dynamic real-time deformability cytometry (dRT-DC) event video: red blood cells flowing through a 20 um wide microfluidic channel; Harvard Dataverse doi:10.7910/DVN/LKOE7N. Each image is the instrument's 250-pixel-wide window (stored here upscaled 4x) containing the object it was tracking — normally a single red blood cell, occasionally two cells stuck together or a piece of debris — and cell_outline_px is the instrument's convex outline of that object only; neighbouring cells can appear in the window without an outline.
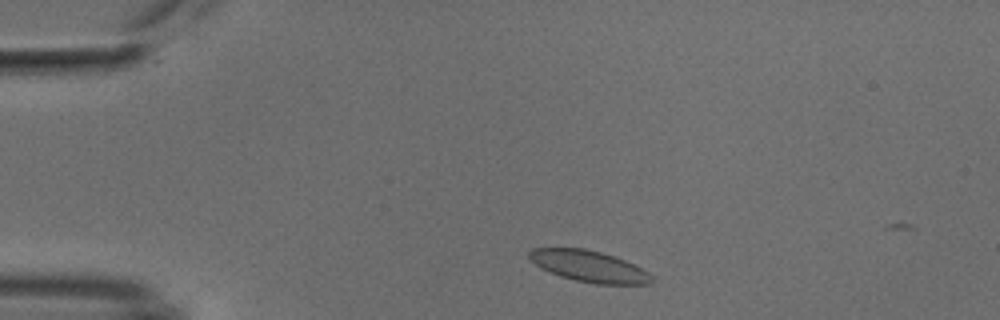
{"species": "common noctule bat (a hibernating species)", "species_latin": "Nyctalus noctula", "temperature_condition": "cold", "stored_images_in_passage": 7, "camera_frame_rate_fps": 3000, "um_per_image_px": 0.085, "animal": {"sex": "male", "body_mass_g": 18.8}, "frame": {"image": 1, "passage_image": 3, "time_ms": 0.667, "image_size_px": [1000, 320], "cell_outline_px": [[656, 280], [652, 284], [596, 284], [576, 280], [560, 276], [540, 268], [528, 256], [528, 252], [532, 248], [584, 248], [600, 252], [624, 260], [648, 272]], "centroid_in_image_um": [50.08, 22.64], "position_along_channel_um": 34.9, "area_um2": 22.2}}